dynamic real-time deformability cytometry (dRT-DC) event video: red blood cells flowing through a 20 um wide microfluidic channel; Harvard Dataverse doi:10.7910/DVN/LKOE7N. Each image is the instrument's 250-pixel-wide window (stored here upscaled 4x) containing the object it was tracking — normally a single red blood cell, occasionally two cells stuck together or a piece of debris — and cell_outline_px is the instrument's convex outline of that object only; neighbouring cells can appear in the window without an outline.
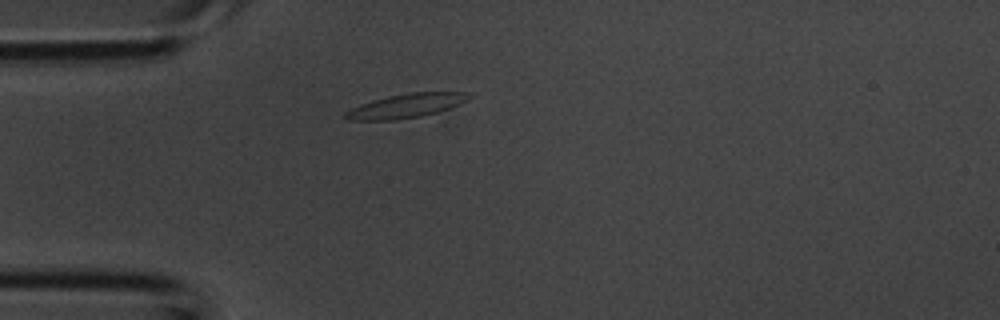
{"species": "common noctule bat (a hibernating species)", "species_latin": "Nyctalus noctula", "temperature_condition": "room temperature", "stored_images_in_passage": 1, "camera_frame_rate_fps": 3000, "um_per_image_px": 0.085, "animal": {"sex": "male", "body_mass_g": 20.1, "forearm_length_mm": 53.5}, "frame": {"image": 1, "passage_image": 1, "time_ms": 0.0, "image_size_px": [1000, 320], "cell_outline_px": [[472, 96], [448, 108], [436, 112], [420, 116], [396, 120], [348, 120], [344, 116], [344, 112], [360, 104], [372, 100], [388, 96], [408, 92], [468, 92]], "centroid_in_image_um": [34.45, 8.99], "position_along_channel_um": 50.6, "area_um2": 17.05}}